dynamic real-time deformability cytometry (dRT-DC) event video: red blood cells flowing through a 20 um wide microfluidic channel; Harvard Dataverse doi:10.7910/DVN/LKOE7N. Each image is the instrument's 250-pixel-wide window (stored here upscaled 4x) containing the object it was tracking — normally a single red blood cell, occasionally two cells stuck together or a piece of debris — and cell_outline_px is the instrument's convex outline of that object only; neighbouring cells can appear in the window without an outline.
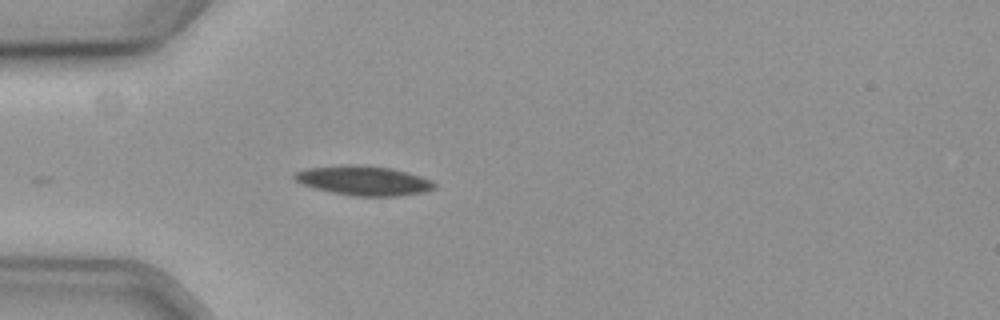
{"species": "common noctule bat (a hibernating species)", "species_latin": "Nyctalus noctula", "temperature_condition": "cold", "stored_images_in_passage": 6, "camera_frame_rate_fps": 3000, "um_per_image_px": 0.085, "animal": {"sex": "female", "body_mass_g": 19.3, "forearm_length_mm": 54.1}, "frame": {"image": 1, "passage_image": 1, "time_ms": 0.0, "image_size_px": [1000, 320], "cell_outline_px": [[436, 188], [424, 192], [396, 196], [356, 196], [332, 192], [316, 188], [304, 184], [296, 180], [292, 176], [296, 172], [308, 168], [352, 164], [392, 168], [408, 172], [432, 180], [436, 184]], "centroid_in_image_um": [30.96, 15.35], "position_along_channel_um": 54.0, "area_um2": 23.81}}